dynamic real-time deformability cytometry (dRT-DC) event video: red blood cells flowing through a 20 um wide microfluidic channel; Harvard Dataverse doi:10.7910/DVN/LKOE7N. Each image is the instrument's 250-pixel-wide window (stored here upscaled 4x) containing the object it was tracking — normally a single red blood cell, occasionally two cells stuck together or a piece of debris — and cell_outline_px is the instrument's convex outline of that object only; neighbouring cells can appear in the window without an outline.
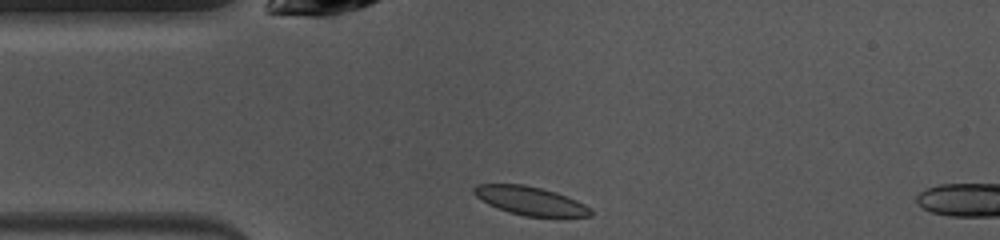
{"species": "common noctule bat (a hibernating species)", "species_latin": "Nyctalus noctula", "temperature_condition": "warm", "stored_images_in_passage": 40, "camera_frame_rate_fps": 3000, "um_per_image_px": 0.085, "animal": {"sex": "female", "body_mass_g": 10.0, "forearm_length_mm": 53.1}, "frame": {"image": 1, "passage_image": 1, "time_ms": 0.0, "image_size_px": [1000, 240], "cell_outline_px": [[592, 216], [524, 216], [508, 212], [488, 204], [476, 196], [472, 192], [472, 188], [476, 184], [524, 184], [556, 192], [576, 200], [592, 208]], "centroid_in_image_um": [45.05, 17.06], "position_along_channel_um": 40.0, "area_um2": 19.31}}
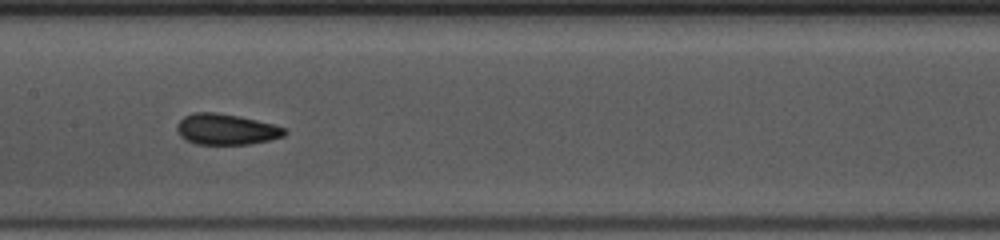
{"frame": {"image": 2, "passage_image": 13, "time_ms": 4.0, "image_size_px": [1000, 240], "cell_outline_px": [[288, 132], [284, 136], [268, 140], [248, 144], [196, 144], [180, 136], [176, 128], [176, 124], [184, 116], [196, 112], [216, 112], [240, 116], [272, 124], [284, 128]], "centroid_in_image_um": [19.21, 10.98], "position_along_channel_um": 188.2, "area_um2": 19.25}}
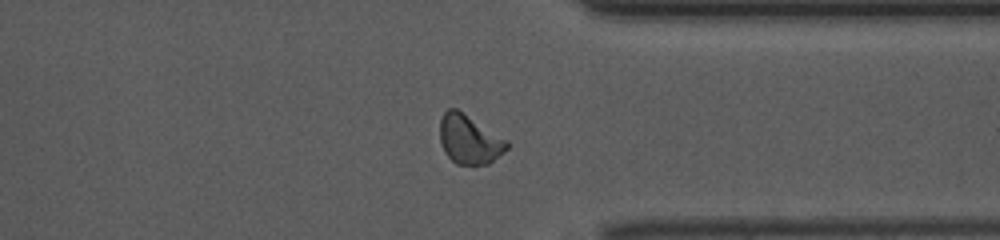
{"frame": {"image": 3, "passage_image": 27, "time_ms": 8.667, "image_size_px": [1000, 240], "cell_outline_px": [[508, 148], [504, 152], [488, 164], [456, 164], [444, 152], [440, 140], [440, 120], [444, 112], [448, 108], [456, 108], [508, 140]], "centroid_in_image_um": [39.89, 11.84], "position_along_channel_um": 371.5, "area_um2": 19.07}, "authors_computed_cell_mechanics": {"area_um2": 19.074, "velocity_mm_per_s": 4.0223, "shape_relaxation_time_tau1_ms": 3.3423, "shape_relaxation_time_tau2_ms": 1.7552, "deformation_change_tau1": 0.106, "deformation_change_tau2": 0.068}}